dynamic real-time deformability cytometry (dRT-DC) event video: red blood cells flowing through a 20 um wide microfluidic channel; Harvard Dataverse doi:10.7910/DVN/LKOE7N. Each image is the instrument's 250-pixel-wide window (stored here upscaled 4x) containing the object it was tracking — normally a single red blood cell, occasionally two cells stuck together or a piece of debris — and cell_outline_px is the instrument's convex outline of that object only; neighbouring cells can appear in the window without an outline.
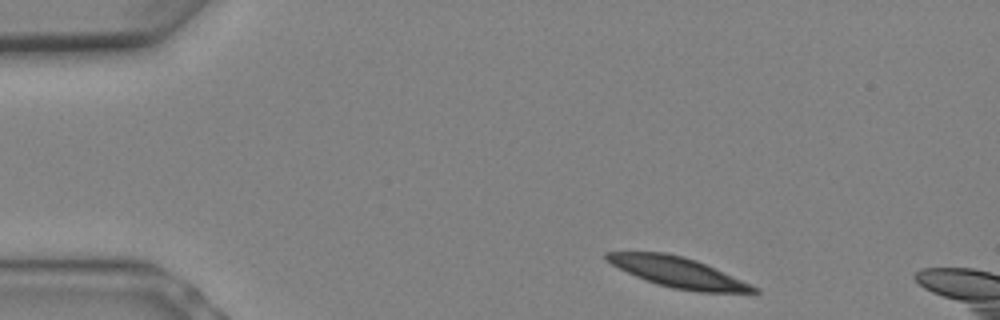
{"species": "Egyptian fruit bat (a non-hibernating species)", "species_latin": "Rousettus aegyptiacus", "temperature_condition": "warm", "stored_images_in_passage": 5, "camera_frame_rate_fps": 3000, "um_per_image_px": 0.085, "animal": {"sex": "female"}, "frame": {"image": 1, "passage_image": 1, "time_ms": 0.0, "image_size_px": [1000, 320], "cell_outline_px": [[760, 292], [700, 292], [672, 288], [656, 284], [636, 276], [612, 264], [604, 256], [604, 252], [664, 252], [684, 256], [696, 260], [752, 284], [760, 288]], "centroid_in_image_um": [57.66, 23.14], "position_along_channel_um": 27.3, "area_um2": 25.72}}